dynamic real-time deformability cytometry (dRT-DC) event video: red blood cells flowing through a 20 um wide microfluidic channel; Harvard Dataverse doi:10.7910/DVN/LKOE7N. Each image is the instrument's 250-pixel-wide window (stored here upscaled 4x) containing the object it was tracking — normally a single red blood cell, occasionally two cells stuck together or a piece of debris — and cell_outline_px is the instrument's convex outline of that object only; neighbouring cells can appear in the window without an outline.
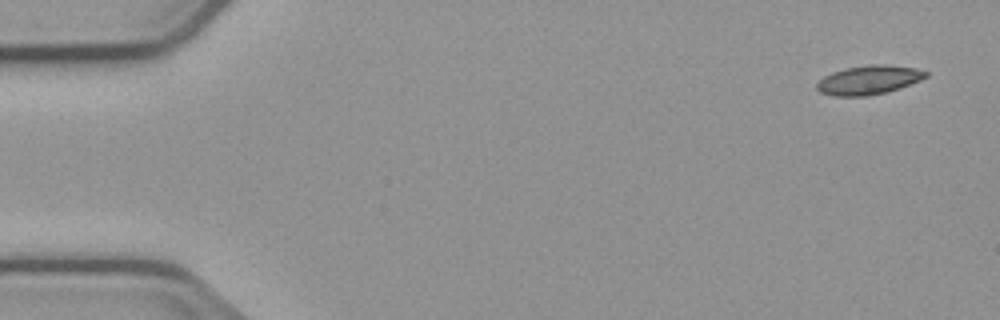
{"species": "common noctule bat (a hibernating species)", "species_latin": "Nyctalus noctula", "temperature_condition": "cold", "stored_images_in_passage": 5, "camera_frame_rate_fps": 3000, "um_per_image_px": 0.085, "animal": {"sex": "male", "body_mass_g": 23.1, "forearm_length_mm": 52.7}, "frame": {"image": 1, "passage_image": 1, "time_ms": 0.0, "image_size_px": [1000, 320], "cell_outline_px": [[928, 76], [920, 80], [900, 88], [888, 92], [868, 96], [832, 96], [820, 92], [816, 88], [816, 84], [824, 76], [832, 72], [844, 68], [868, 64], [884, 64], [916, 68], [928, 72]], "centroid_in_image_um": [73.84, 6.8], "position_along_channel_um": 11.2, "area_um2": 18.61}}
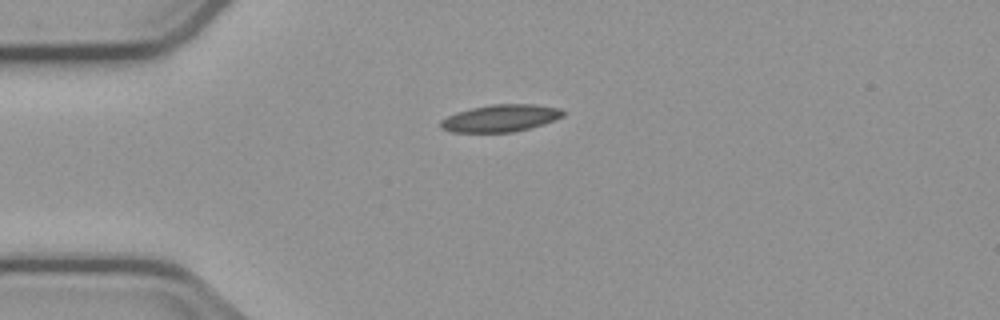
{"frame": {"image": 2, "passage_image": 4, "time_ms": 3.667, "image_size_px": [1000, 320], "cell_outline_px": [[564, 116], [544, 124], [512, 132], [452, 132], [440, 128], [440, 120], [456, 112], [472, 108], [492, 104], [532, 104], [560, 108], [564, 112]], "centroid_in_image_um": [42.53, 10.04], "position_along_channel_um": 42.5, "area_um2": 19.31}}